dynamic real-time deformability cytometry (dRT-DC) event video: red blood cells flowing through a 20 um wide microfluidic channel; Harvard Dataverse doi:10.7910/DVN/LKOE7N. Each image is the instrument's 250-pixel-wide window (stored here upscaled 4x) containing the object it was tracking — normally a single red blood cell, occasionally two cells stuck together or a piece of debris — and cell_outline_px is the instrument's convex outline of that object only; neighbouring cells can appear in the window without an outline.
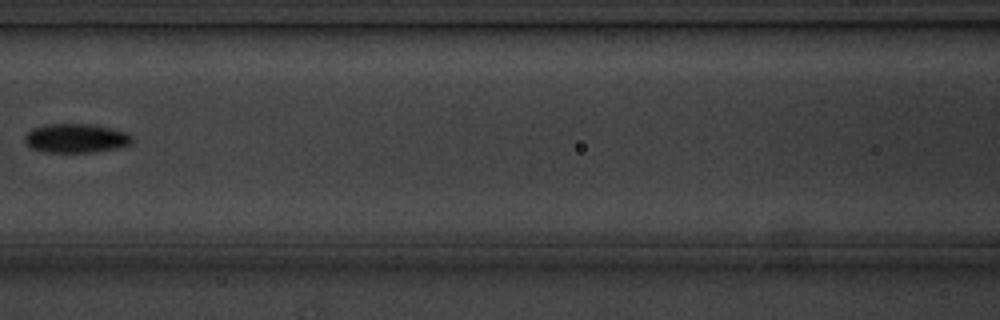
{"species": "common noctule bat (a hibernating species)", "species_latin": "Nyctalus noctula", "temperature_condition": "cold", "stored_images_in_passage": 7, "camera_frame_rate_fps": 3000, "um_per_image_px": 0.085, "animal": {"sex": "male", "body_mass_g": 20.1, "forearm_length_mm": 53.5}, "frame": {"image": 1, "passage_image": 6, "time_ms": 6.0, "image_size_px": [1000, 320], "cell_outline_px": [[132, 144], [116, 148], [92, 152], [44, 152], [32, 148], [24, 140], [24, 136], [32, 128], [44, 124], [92, 124], [112, 128], [128, 132], [132, 136]], "centroid_in_image_um": [6.47, 11.74], "position_along_channel_um": 160.1, "area_um2": 18.26}}